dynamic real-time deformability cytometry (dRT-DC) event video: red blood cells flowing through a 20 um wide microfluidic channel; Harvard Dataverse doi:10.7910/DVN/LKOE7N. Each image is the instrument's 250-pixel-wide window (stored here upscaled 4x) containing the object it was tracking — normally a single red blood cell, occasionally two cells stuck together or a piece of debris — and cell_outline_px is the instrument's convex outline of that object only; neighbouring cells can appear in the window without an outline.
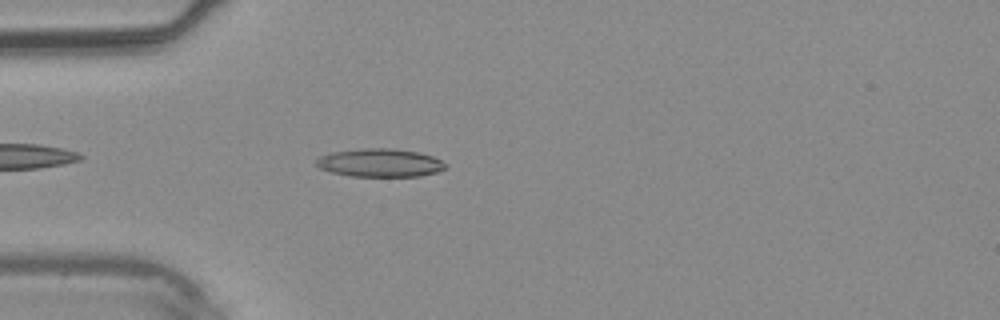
{"species": "common noctule bat (a hibernating species)", "species_latin": "Nyctalus noctula", "temperature_condition": "warm", "stored_images_in_passage": 13, "camera_frame_rate_fps": 3000, "um_per_image_px": 0.085, "animal": {"sex": "male", "body_mass_g": 20.4}, "frame": {"image": 1, "passage_image": 3, "time_ms": 0.667, "image_size_px": [1000, 320], "cell_outline_px": [[448, 164], [444, 168], [436, 172], [420, 176], [348, 176], [332, 172], [320, 168], [316, 164], [316, 156], [332, 152], [360, 148], [396, 148], [420, 152], [432, 156]], "centroid_in_image_um": [32.27, 13.82], "position_along_channel_um": 52.7, "area_um2": 21.44}}
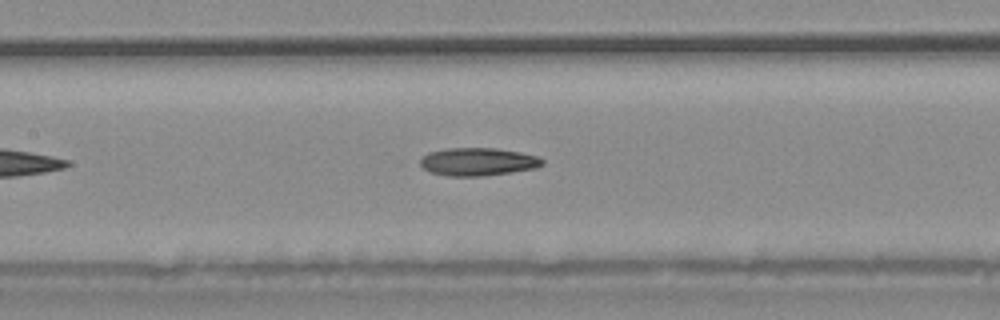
{"frame": {"image": 2, "passage_image": 10, "time_ms": 3.0, "image_size_px": [1000, 320], "cell_outline_px": [[544, 164], [536, 168], [512, 172], [480, 176], [448, 176], [428, 172], [416, 164], [416, 160], [428, 152], [448, 148], [496, 148], [520, 152], [536, 156], [544, 160]], "centroid_in_image_um": [40.53, 13.75], "position_along_channel_um": 166.9, "area_um2": 20.23}}